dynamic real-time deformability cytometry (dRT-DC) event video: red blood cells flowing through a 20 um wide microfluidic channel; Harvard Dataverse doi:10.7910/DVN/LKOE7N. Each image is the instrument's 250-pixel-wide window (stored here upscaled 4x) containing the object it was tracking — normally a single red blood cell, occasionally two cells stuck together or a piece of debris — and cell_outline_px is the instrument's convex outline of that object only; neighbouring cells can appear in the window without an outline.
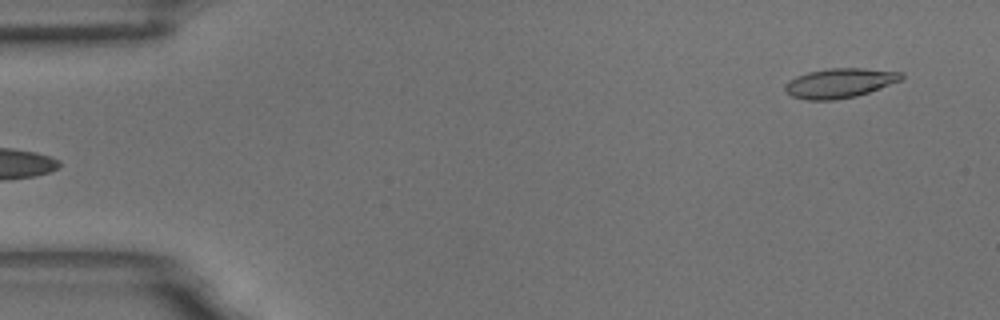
{"species": "common noctule bat (a hibernating species)", "species_latin": "Nyctalus noctula", "temperature_condition": "room temperature", "stored_images_in_passage": 6, "segment_of_instrument_passage": [2, 2], "camera_frame_rate_fps": 3000, "um_per_image_px": 0.085, "animal": {"sex": "male", "body_mass_g": 18.8}, "frame": {"image": 1, "passage_image": 6, "time_ms": 1.667, "image_size_px": [1000, 320], "cell_outline_px": [[904, 76], [900, 80], [880, 88], [856, 96], [836, 100], [804, 100], [792, 96], [784, 88], [784, 84], [788, 80], [796, 76], [808, 72], [828, 68], [864, 68], [904, 72]], "centroid_in_image_um": [71.36, 7.05], "position_along_channel_um": 13.6, "area_um2": 20.11}}